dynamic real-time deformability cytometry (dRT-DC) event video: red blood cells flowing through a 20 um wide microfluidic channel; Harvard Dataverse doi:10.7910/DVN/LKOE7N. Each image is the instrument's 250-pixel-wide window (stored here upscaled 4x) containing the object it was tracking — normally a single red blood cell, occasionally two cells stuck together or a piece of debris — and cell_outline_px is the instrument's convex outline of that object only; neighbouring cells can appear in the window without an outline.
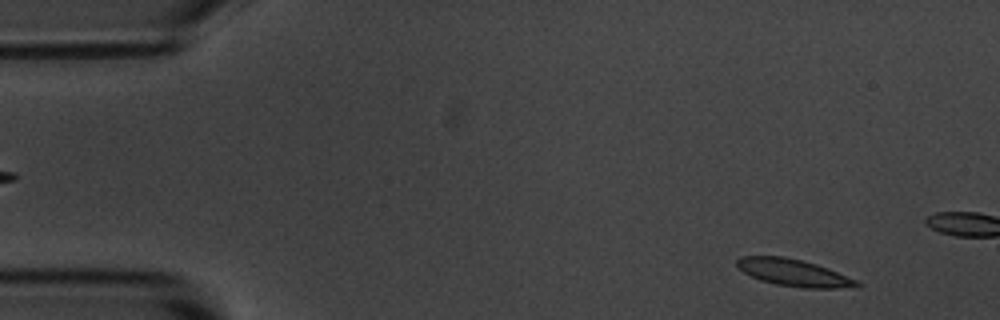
{"species": "common noctule bat (a hibernating species)", "species_latin": "Nyctalus noctula", "temperature_condition": "room temperature", "stored_images_in_passage": 11, "camera_frame_rate_fps": 3000, "um_per_image_px": 0.085, "animal": {"sex": "male", "body_mass_g": 20.1, "forearm_length_mm": 53.5}, "frame": {"image": 1, "passage_image": 1, "time_ms": 0.0, "image_size_px": [1000, 320], "cell_outline_px": [[860, 284], [856, 288], [804, 288], [776, 284], [760, 280], [744, 272], [736, 264], [736, 260], [740, 256], [784, 256], [816, 264], [828, 268], [856, 280]], "centroid_in_image_um": [67.47, 23.18], "position_along_channel_um": 17.5, "area_um2": 18.73}}